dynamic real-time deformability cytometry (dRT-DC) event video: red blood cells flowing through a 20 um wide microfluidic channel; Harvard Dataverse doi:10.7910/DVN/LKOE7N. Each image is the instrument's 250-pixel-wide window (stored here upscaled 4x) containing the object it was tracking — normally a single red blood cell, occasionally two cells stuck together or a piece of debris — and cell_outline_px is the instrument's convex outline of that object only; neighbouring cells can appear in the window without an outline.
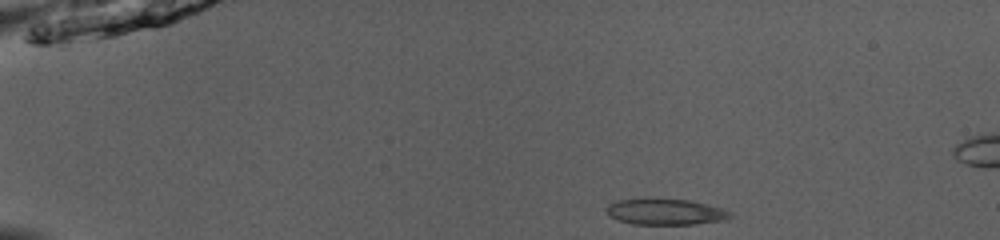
{"species": "common noctule bat (a hibernating species)", "species_latin": "Nyctalus noctula", "temperature_condition": "room temperature", "stored_images_in_passage": 42, "camera_frame_rate_fps": 3000, "um_per_image_px": 0.085, "animal": {"sex": "male", "body_mass_g": 13.0, "forearm_length_mm": 53.1}, "frame": {"image": 1, "passage_image": 1, "time_ms": 0.0, "image_size_px": [1000, 240], "cell_outline_px": [[732, 216], [728, 220], [692, 224], [632, 224], [616, 220], [608, 216], [608, 204], [616, 200], [644, 196], [688, 200], [708, 204], [724, 208], [732, 212]], "centroid_in_image_um": [56.55, 17.97], "position_along_channel_um": 28.5, "area_um2": 19.59}}
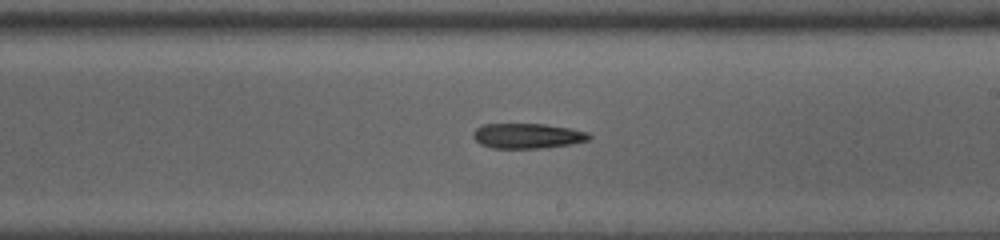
{"frame": {"image": 2, "passage_image": 23, "time_ms": 7.333, "image_size_px": [1000, 240], "cell_outline_px": [[592, 136], [588, 140], [572, 144], [544, 148], [492, 148], [480, 144], [472, 136], [472, 132], [476, 128], [484, 124], [544, 124], [568, 128], [588, 132]], "centroid_in_image_um": [44.82, 11.55], "position_along_channel_um": 244.2, "area_um2": 16.99}}
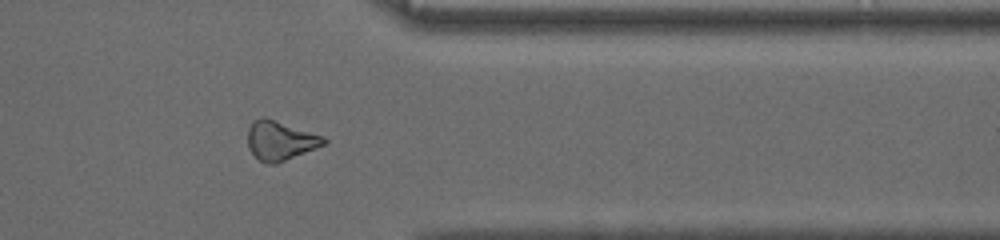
{"frame": {"image": 3, "passage_image": 34, "time_ms": 11.0, "image_size_px": [1000, 240], "cell_outline_px": [[328, 140], [324, 144], [276, 164], [268, 164], [260, 160], [248, 148], [248, 128], [252, 120], [260, 116], [264, 116], [324, 136]], "centroid_in_image_um": [23.79, 11.92], "position_along_channel_um": 387.6, "area_um2": 17.34}}